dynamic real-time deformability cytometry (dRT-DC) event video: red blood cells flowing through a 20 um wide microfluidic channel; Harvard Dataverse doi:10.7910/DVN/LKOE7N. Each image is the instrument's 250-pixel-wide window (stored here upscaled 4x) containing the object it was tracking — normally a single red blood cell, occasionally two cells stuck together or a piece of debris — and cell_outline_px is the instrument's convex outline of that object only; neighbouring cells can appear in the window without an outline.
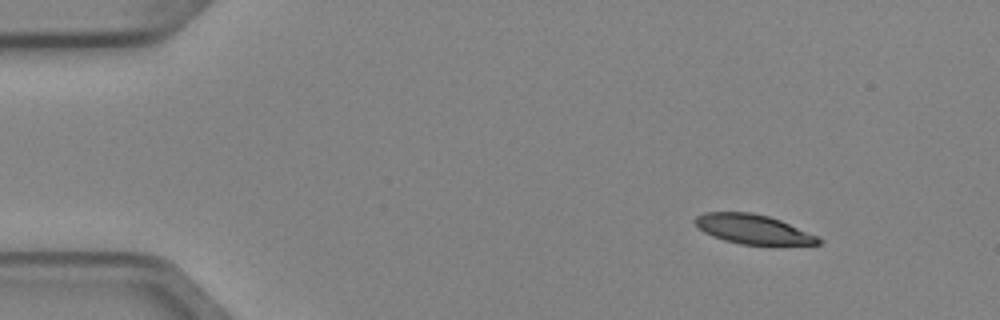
{"species": "Egyptian fruit bat (a non-hibernating species)", "species_latin": "Rousettus aegyptiacus", "temperature_condition": "cold", "stored_images_in_passage": 4, "camera_frame_rate_fps": 3000, "um_per_image_px": 0.085, "animal": {"sex": "female"}, "frame": {"image": 1, "passage_image": 1, "time_ms": 0.0, "image_size_px": [1000, 320], "cell_outline_px": [[824, 240], [820, 244], [740, 244], [724, 240], [712, 236], [704, 232], [692, 220], [696, 216], [704, 212], [752, 212], [768, 216], [780, 220], [820, 236]], "centroid_in_image_um": [64.02, 19.47], "position_along_channel_um": 21.0, "area_um2": 21.15}}
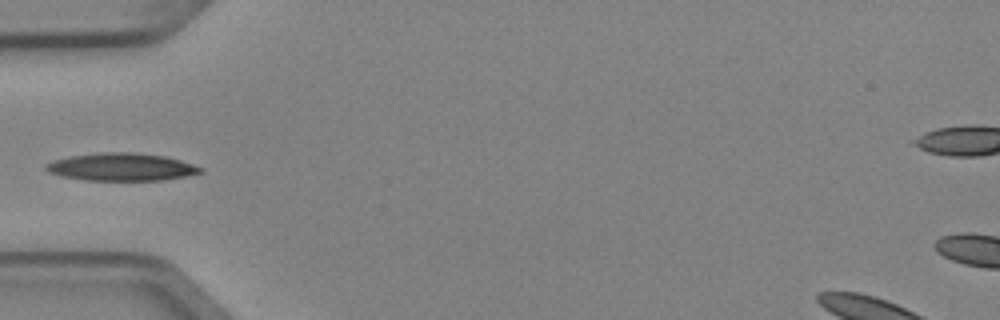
{"frame": {"image": 2, "passage_image": 4, "time_ms": 1.0, "image_size_px": [1000, 320], "cell_outline_px": [[204, 172], [164, 180], [84, 180], [60, 176], [48, 172], [44, 168], [44, 164], [52, 160], [68, 156], [100, 152], [132, 152], [164, 156], [180, 160], [204, 168]], "centroid_in_image_um": [10.27, 14.19], "position_along_channel_um": 74.7, "area_um2": 25.09}}